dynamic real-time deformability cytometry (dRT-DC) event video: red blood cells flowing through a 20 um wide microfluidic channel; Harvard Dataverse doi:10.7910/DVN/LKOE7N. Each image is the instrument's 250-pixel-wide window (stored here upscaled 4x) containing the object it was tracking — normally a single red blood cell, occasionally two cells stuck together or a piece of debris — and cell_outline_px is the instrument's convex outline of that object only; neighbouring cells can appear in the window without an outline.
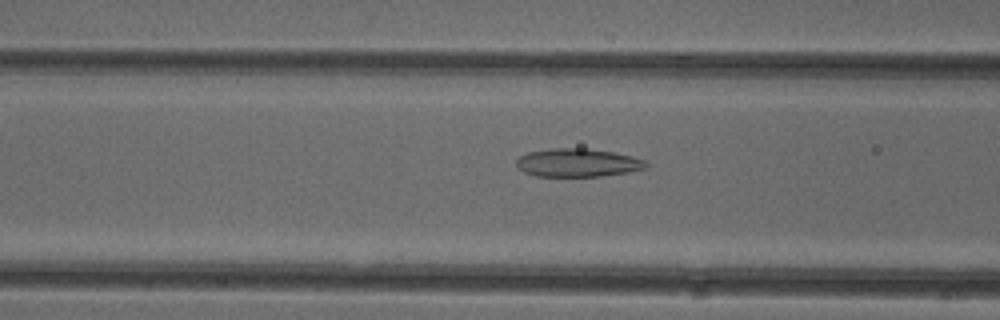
{"species": "common noctule bat (a hibernating species)", "species_latin": "Nyctalus noctula", "temperature_condition": "cold", "stored_images_in_passage": 49, "camera_frame_rate_fps": 3000, "um_per_image_px": 0.085, "animal": {"sex": "female"}, "frame": {"image": 1, "passage_image": 18, "time_ms": 5.667, "image_size_px": [1000, 320], "cell_outline_px": [[648, 164], [644, 168], [628, 172], [600, 176], [536, 176], [524, 172], [516, 164], [516, 160], [520, 156], [528, 152], [552, 148], [584, 148], [612, 152], [632, 156], [644, 160]], "centroid_in_image_um": [49.08, 13.83], "position_along_channel_um": 117.5, "area_um2": 21.15}}
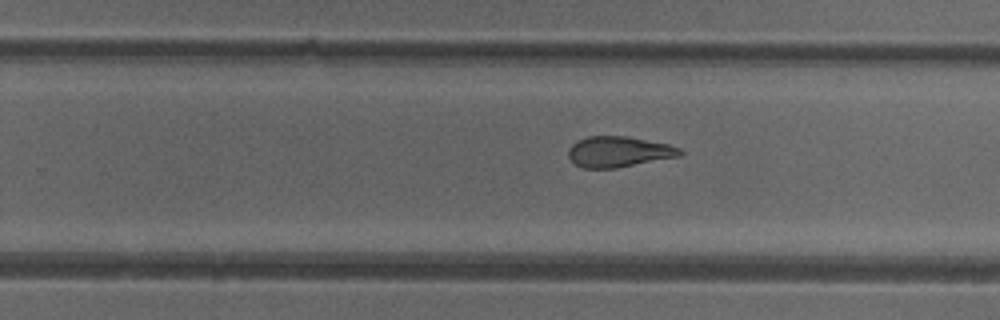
{"frame": {"image": 2, "passage_image": 30, "time_ms": 9.667, "image_size_px": [1000, 320], "cell_outline_px": [[684, 152], [680, 156], [616, 168], [584, 168], [576, 164], [568, 156], [568, 148], [572, 144], [588, 136], [624, 136], [668, 144], [680, 148]], "centroid_in_image_um": [52.59, 12.9], "position_along_channel_um": 277.2, "area_um2": 19.77}}
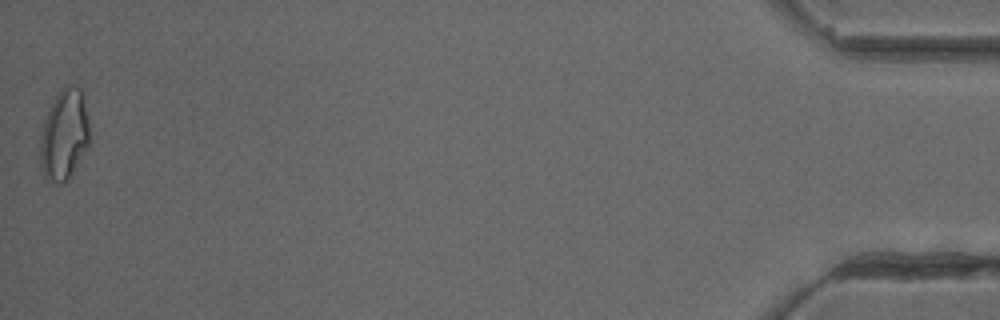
{"frame": {"image": 3, "passage_image": 49, "time_ms": 16.0, "image_size_px": [1000, 320], "cell_outline_px": [[88, 148], [68, 180], [64, 184], [52, 184], [44, 176], [40, 164], [40, 140], [44, 120], [60, 88], [72, 84], [80, 88], [84, 92], [88, 124]], "centroid_in_image_um": [5.46, 11.49], "position_along_channel_um": 429.7, "area_um2": 26.3}, "authors_computed_cell_mechanics": {"area_um2": 21.7906, "velocity_mm_per_s": 3.9933, "shape_relaxation_time_tau1_ms": null, "shape_relaxation_time_tau2_ms": 3.2906, "deformation_change_tau1": null, "deformation_change_tau2": 0.1249}}